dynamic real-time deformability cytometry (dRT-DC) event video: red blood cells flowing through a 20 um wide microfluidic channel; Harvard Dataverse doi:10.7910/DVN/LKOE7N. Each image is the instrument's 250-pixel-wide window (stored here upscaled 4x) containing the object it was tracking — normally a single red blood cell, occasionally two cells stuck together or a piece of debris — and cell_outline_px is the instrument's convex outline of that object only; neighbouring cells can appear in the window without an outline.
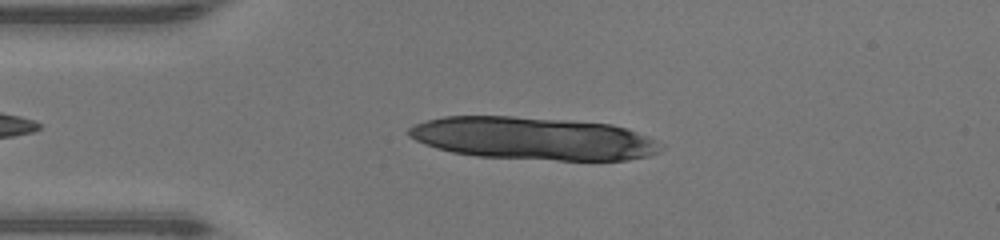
{"species": "human", "species_latin": "Homo sapiens", "temperature_condition": "warm", "stored_images_in_passage": 41, "camera_frame_rate_fps": 3000, "um_per_image_px": 0.085, "donor": {"sex": "male"}, "frame": {"image": 1, "passage_image": 5, "time_ms": 1.333, "image_size_px": [1000, 240], "cell_outline_px": [[664, 148], [660, 152], [648, 156], [628, 160], [556, 160], [476, 156], [452, 152], [436, 148], [424, 144], [408, 136], [408, 128], [416, 124], [428, 120], [444, 116], [512, 116], [564, 120], [612, 124], [628, 128], [664, 144]], "centroid_in_image_um": [45.36, 11.77], "position_along_channel_um": 39.6, "area_um2": 62.89}}
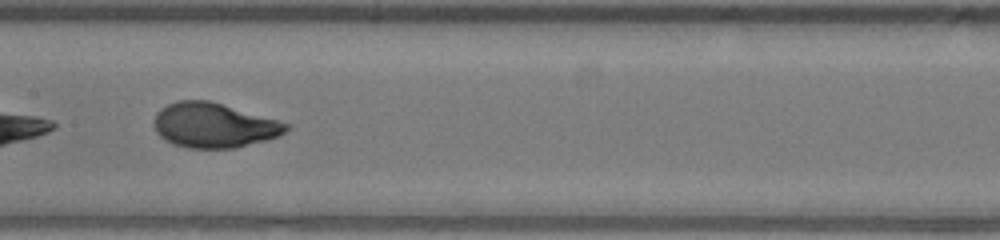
{"frame": {"image": 2, "passage_image": 18, "time_ms": 5.667, "image_size_px": [1000, 240], "cell_outline_px": [[288, 128], [280, 136], [236, 148], [188, 148], [172, 144], [160, 136], [156, 132], [156, 112], [160, 108], [176, 100], [208, 100], [276, 120], [288, 124]], "centroid_in_image_um": [18.15, 10.66], "position_along_channel_um": 189.3, "area_um2": 34.04}}
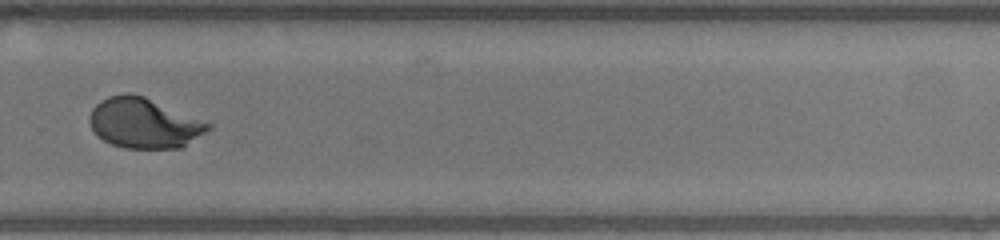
{"frame": {"image": 3, "passage_image": 27, "time_ms": 8.667, "image_size_px": [1000, 240], "cell_outline_px": [[212, 128], [180, 148], [124, 148], [112, 144], [96, 136], [88, 120], [88, 116], [92, 108], [100, 100], [108, 96], [124, 92], [132, 92], [144, 96], [212, 124]], "centroid_in_image_um": [12.19, 10.45], "position_along_channel_um": 317.6, "area_um2": 34.74}, "authors_computed_cell_mechanics": {"area_um2": 35.258, "velocity_mm_per_s": 4.2934, "shape_relaxation_time_tau1_ms": 3.5712, "shape_relaxation_time_tau2_ms": null, "deformation_change_tau1": 0.2217, "deformation_change_tau2": null}}